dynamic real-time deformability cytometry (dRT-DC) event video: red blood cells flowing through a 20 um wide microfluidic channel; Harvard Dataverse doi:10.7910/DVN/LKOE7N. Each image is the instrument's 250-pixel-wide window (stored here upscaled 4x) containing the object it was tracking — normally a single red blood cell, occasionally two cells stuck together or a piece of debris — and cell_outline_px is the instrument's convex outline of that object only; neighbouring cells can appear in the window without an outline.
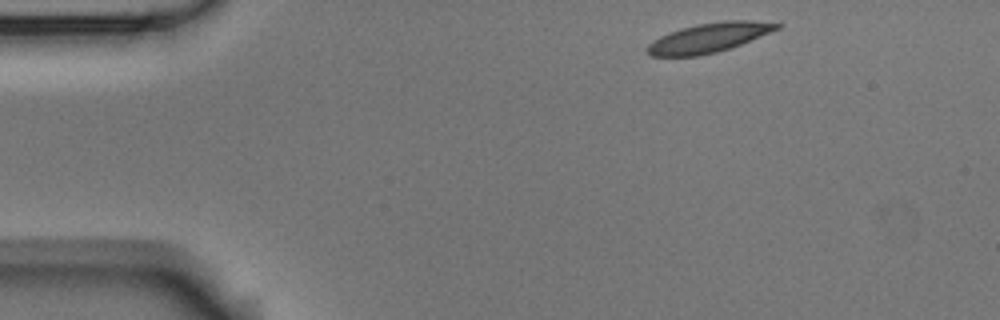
{"species": "Egyptian fruit bat (a non-hibernating species)", "species_latin": "Rousettus aegyptiacus", "temperature_condition": "room temperature", "stored_images_in_passage": 6, "segment_of_instrument_passage": [2, 2], "camera_frame_rate_fps": 3000, "um_per_image_px": 0.085, "animal": {"sex": "male"}, "frame": {"image": 1, "passage_image": 6, "time_ms": 6.0, "image_size_px": [1000, 320], "cell_outline_px": [[784, 24], [780, 28], [740, 44], [716, 52], [696, 56], [652, 56], [648, 52], [648, 44], [652, 40], [668, 32], [680, 28], [696, 24], [724, 20], [752, 20]], "centroid_in_image_um": [60.25, 3.18], "position_along_channel_um": 24.8, "area_um2": 22.08}}